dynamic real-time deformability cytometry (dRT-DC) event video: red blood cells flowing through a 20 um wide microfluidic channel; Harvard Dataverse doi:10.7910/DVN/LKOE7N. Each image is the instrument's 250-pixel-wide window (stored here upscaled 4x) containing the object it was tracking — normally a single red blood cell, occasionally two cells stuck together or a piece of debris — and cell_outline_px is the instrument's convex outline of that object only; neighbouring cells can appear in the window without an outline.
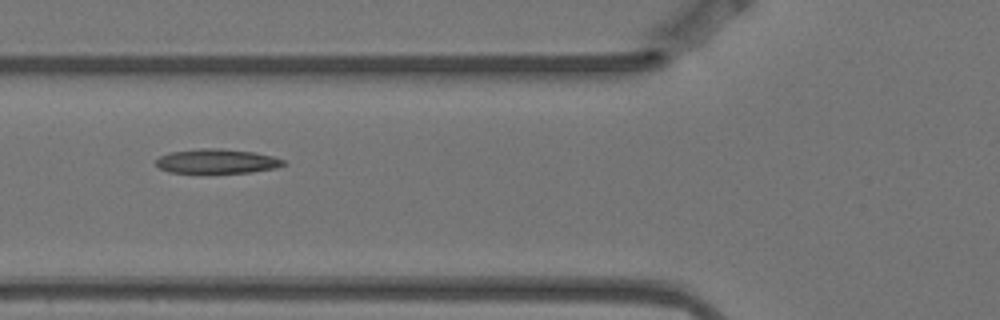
{"species": "Egyptian fruit bat (a non-hibernating species)", "species_latin": "Rousettus aegyptiacus", "temperature_condition": "warm", "stored_images_in_passage": 7, "camera_frame_rate_fps": 3000, "um_per_image_px": 0.085, "animal": {"sex": "female"}, "frame": {"image": 1, "passage_image": 5, "time_ms": 1.333, "image_size_px": [1000, 320], "cell_outline_px": [[288, 164], [276, 168], [252, 172], [168, 172], [160, 168], [156, 164], [156, 160], [160, 156], [168, 152], [200, 148], [220, 148], [252, 152], [272, 156], [284, 160]], "centroid_in_image_um": [18.45, 13.69], "position_along_channel_um": 107.4, "area_um2": 18.03}}
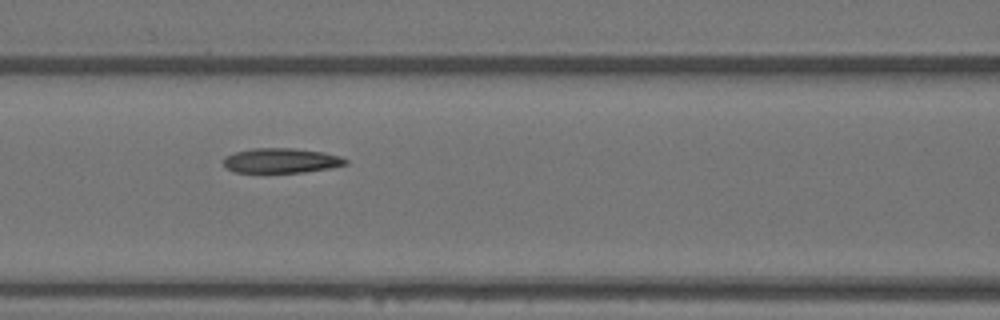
{"frame": {"image": 2, "passage_image": 6, "time_ms": 1.667, "image_size_px": [1000, 320], "cell_outline_px": [[348, 164], [332, 168], [304, 172], [264, 176], [232, 172], [224, 168], [224, 156], [236, 152], [252, 148], [292, 148], [324, 152], [340, 156], [348, 160]], "centroid_in_image_um": [23.84, 13.71], "position_along_channel_um": 142.8, "area_um2": 18.84}}
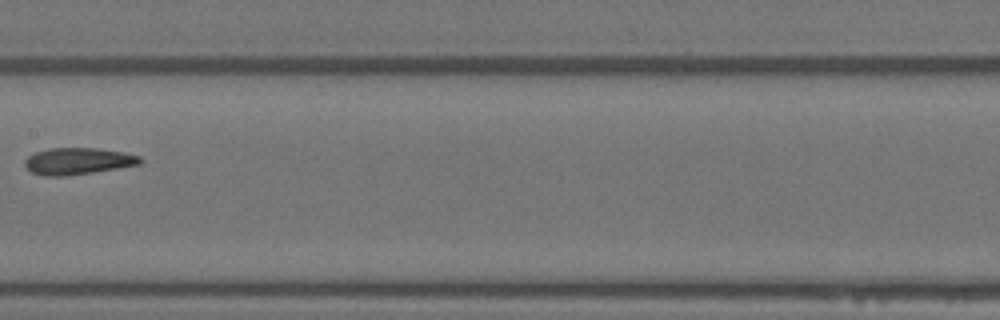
{"frame": {"image": 3, "passage_image": 7, "time_ms": 2.0, "image_size_px": [1000, 320], "cell_outline_px": [[144, 160], [140, 164], [68, 176], [44, 176], [32, 172], [24, 164], [24, 160], [28, 156], [36, 152], [48, 148], [96, 148], [124, 152], [140, 156]], "centroid_in_image_um": [6.62, 13.69], "position_along_channel_um": 200.8, "area_um2": 17.92}}